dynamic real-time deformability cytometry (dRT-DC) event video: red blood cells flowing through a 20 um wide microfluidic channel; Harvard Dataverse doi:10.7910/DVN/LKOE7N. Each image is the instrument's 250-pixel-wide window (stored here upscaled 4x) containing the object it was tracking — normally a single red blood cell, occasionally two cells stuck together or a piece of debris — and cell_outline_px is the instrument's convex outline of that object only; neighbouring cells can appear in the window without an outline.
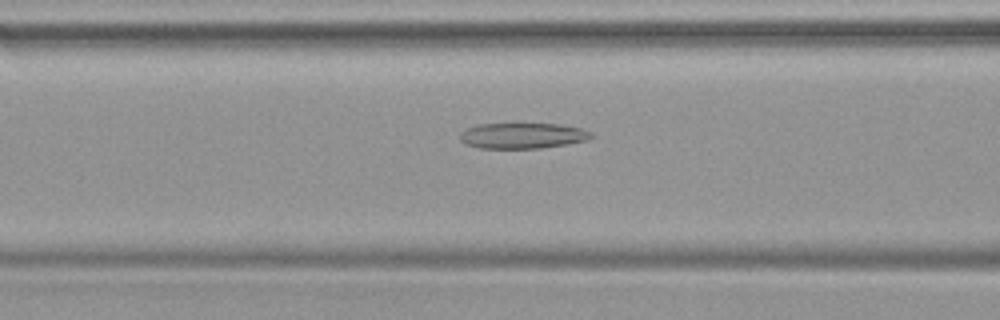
{"species": "common noctule bat (a hibernating species)", "species_latin": "Nyctalus noctula", "temperature_condition": "warm", "stored_images_in_passage": 47, "camera_frame_rate_fps": 3000, "um_per_image_px": 0.085, "animal": {"sex": "female", "body_mass_g": 19.9}, "frame": {"image": 1, "passage_image": 19, "time_ms": 6.0, "image_size_px": [1000, 320], "cell_outline_px": [[592, 136], [588, 140], [540, 148], [480, 148], [464, 144], [460, 140], [460, 132], [464, 128], [476, 124], [560, 124], [580, 128], [592, 132]], "centroid_in_image_um": [44.35, 11.53], "position_along_channel_um": 122.2, "area_um2": 19.65}}
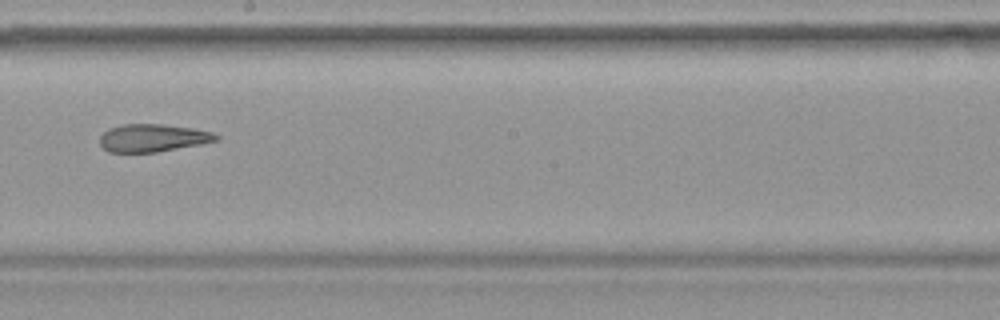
{"frame": {"image": 2, "passage_image": 27, "time_ms": 8.667, "image_size_px": [1000, 320], "cell_outline_px": [[220, 140], [200, 144], [156, 152], [108, 152], [100, 144], [100, 136], [108, 128], [124, 124], [160, 124], [192, 128], [212, 132], [220, 136]], "centroid_in_image_um": [12.99, 11.72], "position_along_channel_um": 235.2, "area_um2": 18.73}}
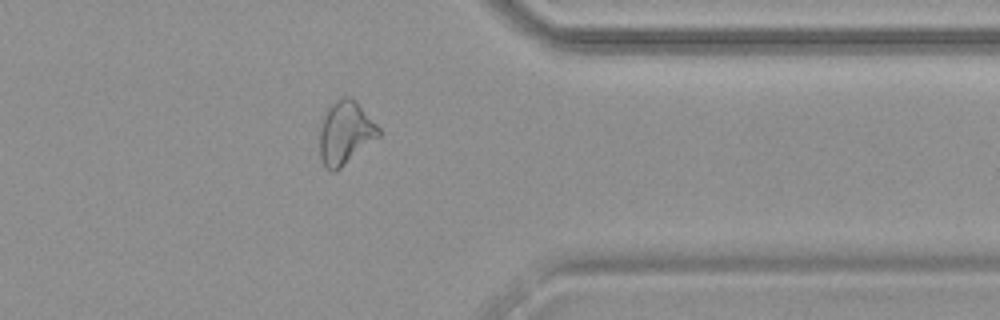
{"frame": {"image": 3, "passage_image": 38, "time_ms": 12.333, "image_size_px": [1000, 320], "cell_outline_px": [[380, 136], [336, 172], [332, 172], [324, 164], [320, 156], [320, 116], [336, 100], [344, 96], [352, 96], [356, 100], [380, 128]], "centroid_in_image_um": [29.35, 11.26], "position_along_channel_um": 382.1, "area_um2": 21.96}}